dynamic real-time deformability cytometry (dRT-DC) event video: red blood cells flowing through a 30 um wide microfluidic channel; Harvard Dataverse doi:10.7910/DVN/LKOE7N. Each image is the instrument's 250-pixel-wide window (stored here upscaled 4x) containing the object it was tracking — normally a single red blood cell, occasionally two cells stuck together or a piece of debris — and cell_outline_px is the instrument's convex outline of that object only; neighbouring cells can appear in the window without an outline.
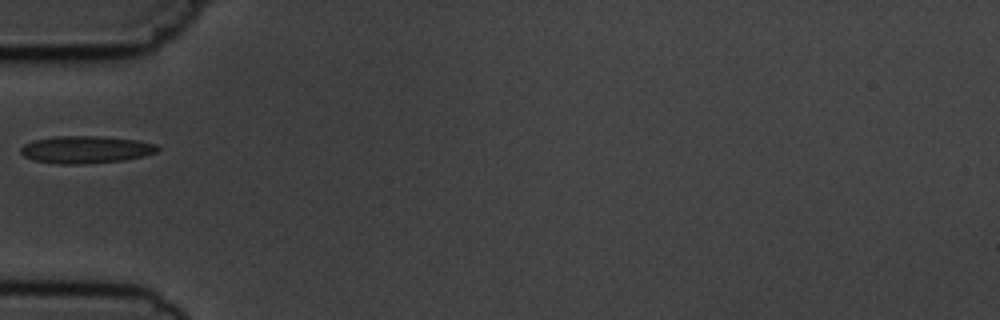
{"species": "common noctule bat (a hibernating species)", "species_latin": "Nyctalus noctula", "temperature_condition": "cold", "stored_images_in_passage": 1, "camera_frame_rate_fps": 3000, "um_per_image_px": 0.085, "animal": {"sex": "male", "body_mass_g": 19.5, "forearm_length_mm": 54.6}, "frame": {"image": 1, "passage_image": 1, "time_ms": 0.0, "image_size_px": [1000, 320], "cell_outline_px": [[160, 148], [156, 152], [144, 156], [124, 160], [84, 164], [60, 164], [32, 160], [24, 156], [20, 152], [20, 148], [24, 144], [32, 140], [56, 136], [104, 136], [140, 140], [156, 144]], "centroid_in_image_um": [7.3, 12.71], "position_along_channel_um": 77.7, "area_um2": 22.08}}